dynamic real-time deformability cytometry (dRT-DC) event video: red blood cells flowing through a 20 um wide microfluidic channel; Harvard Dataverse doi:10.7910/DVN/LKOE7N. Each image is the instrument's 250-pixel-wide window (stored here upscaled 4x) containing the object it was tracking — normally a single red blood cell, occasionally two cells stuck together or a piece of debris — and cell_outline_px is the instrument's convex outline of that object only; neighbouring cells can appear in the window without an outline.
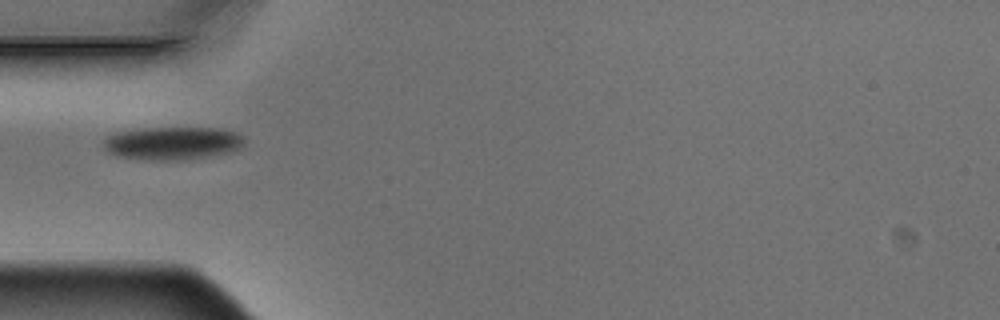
{"species": "Egyptian fruit bat (a non-hibernating species)", "species_latin": "Rousettus aegyptiacus", "temperature_condition": "warm", "stored_images_in_passage": 1, "camera_frame_rate_fps": 3000, "um_per_image_px": 0.085, "animal": {"sex": "male"}, "frame": {"image": 1, "passage_image": 1, "time_ms": 0.0, "image_size_px": [1000, 320], "cell_outline_px": [[244, 148], [232, 152], [184, 160], [144, 160], [120, 156], [108, 152], [104, 148], [104, 140], [108, 136], [120, 132], [144, 128], [220, 128], [236, 132], [244, 136]], "centroid_in_image_um": [14.74, 12.18], "position_along_channel_um": 70.3, "area_um2": 27.22}}